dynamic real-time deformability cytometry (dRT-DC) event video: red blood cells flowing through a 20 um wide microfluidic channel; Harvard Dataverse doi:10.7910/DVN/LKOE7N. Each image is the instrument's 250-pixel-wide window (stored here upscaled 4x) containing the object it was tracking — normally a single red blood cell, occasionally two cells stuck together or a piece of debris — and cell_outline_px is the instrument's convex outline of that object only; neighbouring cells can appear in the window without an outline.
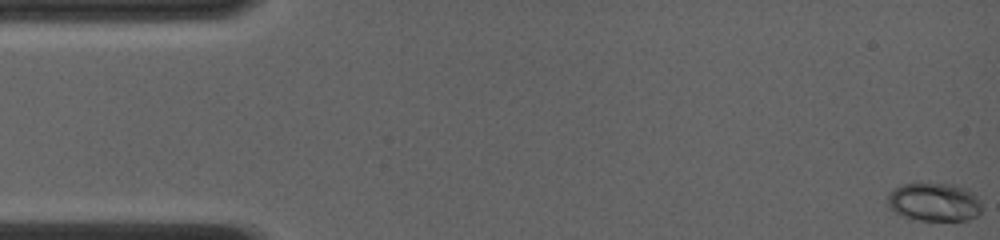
{"species": "common noctule bat (a hibernating species)", "species_latin": "Nyctalus noctula", "temperature_condition": "room temperature", "stored_images_in_passage": 61, "camera_frame_rate_fps": 4000, "um_per_image_px": 0.085, "animal": {"sex": "female", "body_mass_g": 19.0, "forearm_length_mm": 56.7}, "frame": {"image": 1, "passage_image": 1, "time_ms": 0.0, "image_size_px": [1000, 240], "cell_outline_px": [[980, 212], [976, 216], [968, 220], [912, 220], [900, 216], [888, 208], [888, 192], [904, 184], [920, 180], [960, 184], [968, 188], [976, 196], [980, 204]], "centroid_in_image_um": [79.36, 17.12], "position_along_channel_um": 5.6, "area_um2": 22.08}}
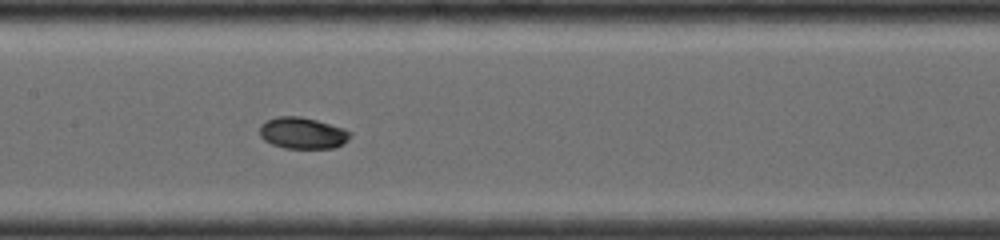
{"frame": {"image": 2, "passage_image": 31, "time_ms": 7.5, "image_size_px": [1000, 240], "cell_outline_px": [[352, 136], [344, 144], [332, 148], [284, 148], [272, 144], [264, 140], [260, 136], [260, 124], [276, 116], [300, 116], [316, 120], [344, 128], [352, 132]], "centroid_in_image_um": [25.74, 11.31], "position_along_channel_um": 181.7, "area_um2": 16.7}}
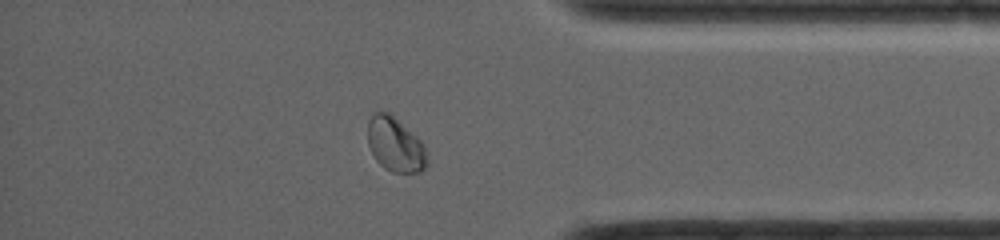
{"frame": {"image": 3, "passage_image": 53, "time_ms": 13.0, "image_size_px": [1000, 240], "cell_outline_px": [[428, 168], [420, 172], [392, 172], [384, 168], [376, 160], [368, 144], [368, 120], [376, 112], [388, 112], [416, 136], [424, 144], [428, 160]], "centroid_in_image_um": [33.62, 12.32], "position_along_channel_um": 401.6, "area_um2": 18.73}, "authors_computed_cell_mechanics": {"area_um2": 16.9354, "velocity_mm_per_s": 4.1233, "shape_relaxation_time_tau1_ms": 3.7632, "shape_relaxation_time_tau2_ms": null, "deformation_change_tau1": 0.1021, "deformation_change_tau2": null}}